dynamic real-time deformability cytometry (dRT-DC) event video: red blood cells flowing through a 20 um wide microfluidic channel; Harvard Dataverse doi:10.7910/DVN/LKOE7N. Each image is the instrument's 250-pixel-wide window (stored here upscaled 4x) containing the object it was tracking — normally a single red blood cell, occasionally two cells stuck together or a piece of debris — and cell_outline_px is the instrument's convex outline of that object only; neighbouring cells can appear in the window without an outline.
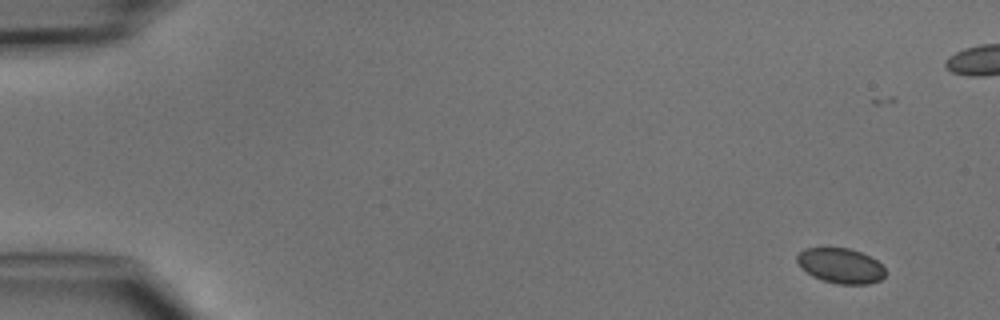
{"species": "common noctule bat (a hibernating species)", "species_latin": "Nyctalus noctula", "temperature_condition": "cold", "stored_images_in_passage": 7, "camera_frame_rate_fps": 3000, "um_per_image_px": 0.085, "animal": {"sex": "male", "body_mass_g": 15.6}, "frame": {"image": 1, "passage_image": 1, "time_ms": 0.0, "image_size_px": [1000, 320], "cell_outline_px": [[884, 276], [880, 280], [868, 284], [840, 284], [824, 280], [812, 276], [796, 260], [796, 256], [804, 248], [848, 248], [860, 252], [876, 260], [884, 268]], "centroid_in_image_um": [71.46, 22.58], "position_along_channel_um": 13.5, "area_um2": 17.69}}
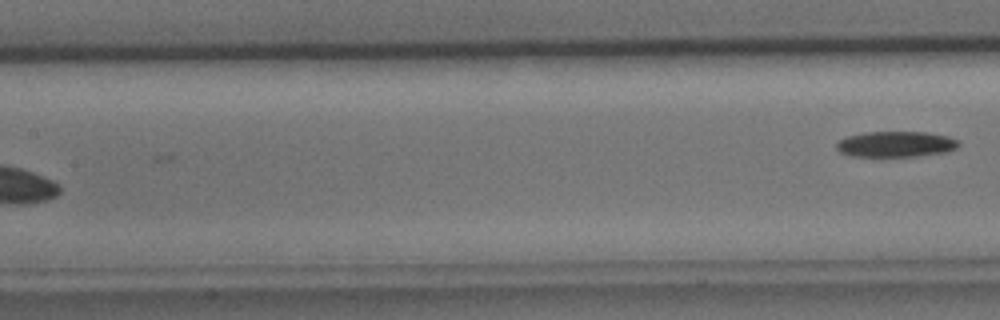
{"frame": {"image": 2, "passage_image": 7, "time_ms": 7.667, "image_size_px": [1000, 320], "cell_outline_px": [[960, 144], [956, 148], [948, 152], [916, 156], [848, 156], [840, 152], [836, 148], [836, 144], [840, 140], [848, 136], [864, 132], [928, 132], [948, 136], [960, 140]], "centroid_in_image_um": [76.18, 12.25], "position_along_channel_um": 131.2, "area_um2": 18.44}}